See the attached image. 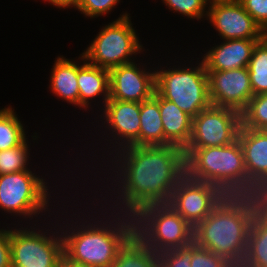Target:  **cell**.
Listing matches in <instances>:
<instances>
[{"label": "cell", "mask_w": 267, "mask_h": 267, "mask_svg": "<svg viewBox=\"0 0 267 267\" xmlns=\"http://www.w3.org/2000/svg\"><path fill=\"white\" fill-rule=\"evenodd\" d=\"M117 151L119 160L117 155L114 157L120 164V174L117 176L120 180L123 178L117 183L118 187L121 186L117 199L122 201L124 207L115 209L121 208L120 213L134 216L144 206L168 204L177 184L173 180L164 147L128 146Z\"/></svg>", "instance_id": "6da1fadb"}, {"label": "cell", "mask_w": 267, "mask_h": 267, "mask_svg": "<svg viewBox=\"0 0 267 267\" xmlns=\"http://www.w3.org/2000/svg\"><path fill=\"white\" fill-rule=\"evenodd\" d=\"M116 216L118 220H112L114 224L106 220L110 224L107 225L104 221L101 226L94 222V226L93 223L87 226L82 224L80 228L77 225L76 230L71 227L72 233L65 230L62 235L64 257L86 267H110L119 250L135 234L132 215L123 213L120 217L118 212Z\"/></svg>", "instance_id": "7a4b0ae2"}, {"label": "cell", "mask_w": 267, "mask_h": 267, "mask_svg": "<svg viewBox=\"0 0 267 267\" xmlns=\"http://www.w3.org/2000/svg\"><path fill=\"white\" fill-rule=\"evenodd\" d=\"M252 219L221 202L193 230V241L225 258L234 267L245 258Z\"/></svg>", "instance_id": "3957f363"}, {"label": "cell", "mask_w": 267, "mask_h": 267, "mask_svg": "<svg viewBox=\"0 0 267 267\" xmlns=\"http://www.w3.org/2000/svg\"><path fill=\"white\" fill-rule=\"evenodd\" d=\"M133 217L135 235L158 254L193 242L194 227L169 204L144 206Z\"/></svg>", "instance_id": "277c9868"}, {"label": "cell", "mask_w": 267, "mask_h": 267, "mask_svg": "<svg viewBox=\"0 0 267 267\" xmlns=\"http://www.w3.org/2000/svg\"><path fill=\"white\" fill-rule=\"evenodd\" d=\"M184 68L155 71V91L194 118L211 105L208 76L203 61Z\"/></svg>", "instance_id": "5b68a950"}, {"label": "cell", "mask_w": 267, "mask_h": 267, "mask_svg": "<svg viewBox=\"0 0 267 267\" xmlns=\"http://www.w3.org/2000/svg\"><path fill=\"white\" fill-rule=\"evenodd\" d=\"M128 16L125 13L102 28L87 50L82 53L85 61L106 70L133 62L129 56L139 53L142 46Z\"/></svg>", "instance_id": "8992f818"}, {"label": "cell", "mask_w": 267, "mask_h": 267, "mask_svg": "<svg viewBox=\"0 0 267 267\" xmlns=\"http://www.w3.org/2000/svg\"><path fill=\"white\" fill-rule=\"evenodd\" d=\"M30 170L0 175V207L24 218L47 211L49 196L44 179ZM49 196V197H48Z\"/></svg>", "instance_id": "52a82bcc"}, {"label": "cell", "mask_w": 267, "mask_h": 267, "mask_svg": "<svg viewBox=\"0 0 267 267\" xmlns=\"http://www.w3.org/2000/svg\"><path fill=\"white\" fill-rule=\"evenodd\" d=\"M27 229L10 230L12 267H57L64 256L62 236Z\"/></svg>", "instance_id": "ba28073f"}, {"label": "cell", "mask_w": 267, "mask_h": 267, "mask_svg": "<svg viewBox=\"0 0 267 267\" xmlns=\"http://www.w3.org/2000/svg\"><path fill=\"white\" fill-rule=\"evenodd\" d=\"M220 202L253 219H267V174L245 170L220 188Z\"/></svg>", "instance_id": "9c48e42d"}, {"label": "cell", "mask_w": 267, "mask_h": 267, "mask_svg": "<svg viewBox=\"0 0 267 267\" xmlns=\"http://www.w3.org/2000/svg\"><path fill=\"white\" fill-rule=\"evenodd\" d=\"M246 170L243 150L237 139L230 145L200 148L197 160V181L223 187Z\"/></svg>", "instance_id": "30bf717a"}, {"label": "cell", "mask_w": 267, "mask_h": 267, "mask_svg": "<svg viewBox=\"0 0 267 267\" xmlns=\"http://www.w3.org/2000/svg\"><path fill=\"white\" fill-rule=\"evenodd\" d=\"M240 127L241 113L231 108L210 105L192 118L200 148L232 144Z\"/></svg>", "instance_id": "8fae6325"}, {"label": "cell", "mask_w": 267, "mask_h": 267, "mask_svg": "<svg viewBox=\"0 0 267 267\" xmlns=\"http://www.w3.org/2000/svg\"><path fill=\"white\" fill-rule=\"evenodd\" d=\"M211 105L231 108L241 113L254 93L247 67L207 71Z\"/></svg>", "instance_id": "7c38bea8"}, {"label": "cell", "mask_w": 267, "mask_h": 267, "mask_svg": "<svg viewBox=\"0 0 267 267\" xmlns=\"http://www.w3.org/2000/svg\"><path fill=\"white\" fill-rule=\"evenodd\" d=\"M220 203V189L207 182L178 184L169 205L192 227L203 221Z\"/></svg>", "instance_id": "4fadbf2b"}, {"label": "cell", "mask_w": 267, "mask_h": 267, "mask_svg": "<svg viewBox=\"0 0 267 267\" xmlns=\"http://www.w3.org/2000/svg\"><path fill=\"white\" fill-rule=\"evenodd\" d=\"M208 7L207 18L224 40L262 39L266 35L238 0Z\"/></svg>", "instance_id": "5bb4252c"}, {"label": "cell", "mask_w": 267, "mask_h": 267, "mask_svg": "<svg viewBox=\"0 0 267 267\" xmlns=\"http://www.w3.org/2000/svg\"><path fill=\"white\" fill-rule=\"evenodd\" d=\"M110 98L141 103L155 93V72H146L135 62L109 70Z\"/></svg>", "instance_id": "9a60e30c"}, {"label": "cell", "mask_w": 267, "mask_h": 267, "mask_svg": "<svg viewBox=\"0 0 267 267\" xmlns=\"http://www.w3.org/2000/svg\"><path fill=\"white\" fill-rule=\"evenodd\" d=\"M104 117L110 130L117 136L122 148L139 146L140 103L109 99L104 104ZM124 138V139H123ZM125 142V143H124ZM121 143V144H120Z\"/></svg>", "instance_id": "2e32d148"}, {"label": "cell", "mask_w": 267, "mask_h": 267, "mask_svg": "<svg viewBox=\"0 0 267 267\" xmlns=\"http://www.w3.org/2000/svg\"><path fill=\"white\" fill-rule=\"evenodd\" d=\"M261 39H230L210 49L203 58L206 71L247 67L253 49Z\"/></svg>", "instance_id": "e0dca14e"}, {"label": "cell", "mask_w": 267, "mask_h": 267, "mask_svg": "<svg viewBox=\"0 0 267 267\" xmlns=\"http://www.w3.org/2000/svg\"><path fill=\"white\" fill-rule=\"evenodd\" d=\"M83 65L77 64V82L79 87V106L87 109L89 100L98 95L104 96V103L110 98L109 70L97 67L85 62L81 56ZM102 93V94H101Z\"/></svg>", "instance_id": "ac0fdd59"}, {"label": "cell", "mask_w": 267, "mask_h": 267, "mask_svg": "<svg viewBox=\"0 0 267 267\" xmlns=\"http://www.w3.org/2000/svg\"><path fill=\"white\" fill-rule=\"evenodd\" d=\"M246 170L267 174V130L240 127L238 138Z\"/></svg>", "instance_id": "d6986e66"}, {"label": "cell", "mask_w": 267, "mask_h": 267, "mask_svg": "<svg viewBox=\"0 0 267 267\" xmlns=\"http://www.w3.org/2000/svg\"><path fill=\"white\" fill-rule=\"evenodd\" d=\"M164 144L163 123L159 111V94L140 103L139 146H162Z\"/></svg>", "instance_id": "ffe728a7"}, {"label": "cell", "mask_w": 267, "mask_h": 267, "mask_svg": "<svg viewBox=\"0 0 267 267\" xmlns=\"http://www.w3.org/2000/svg\"><path fill=\"white\" fill-rule=\"evenodd\" d=\"M51 91L58 97L79 106V87L77 82V64L58 57L51 71Z\"/></svg>", "instance_id": "44dd1931"}, {"label": "cell", "mask_w": 267, "mask_h": 267, "mask_svg": "<svg viewBox=\"0 0 267 267\" xmlns=\"http://www.w3.org/2000/svg\"><path fill=\"white\" fill-rule=\"evenodd\" d=\"M110 267H159V255L134 234L119 250Z\"/></svg>", "instance_id": "7402d4cb"}, {"label": "cell", "mask_w": 267, "mask_h": 267, "mask_svg": "<svg viewBox=\"0 0 267 267\" xmlns=\"http://www.w3.org/2000/svg\"><path fill=\"white\" fill-rule=\"evenodd\" d=\"M242 267H267V219H253Z\"/></svg>", "instance_id": "603a6c76"}, {"label": "cell", "mask_w": 267, "mask_h": 267, "mask_svg": "<svg viewBox=\"0 0 267 267\" xmlns=\"http://www.w3.org/2000/svg\"><path fill=\"white\" fill-rule=\"evenodd\" d=\"M162 146L165 149L174 182L178 185L197 181L196 167L199 154L185 152L180 154L176 147L170 146L167 142Z\"/></svg>", "instance_id": "cb8c5ba5"}, {"label": "cell", "mask_w": 267, "mask_h": 267, "mask_svg": "<svg viewBox=\"0 0 267 267\" xmlns=\"http://www.w3.org/2000/svg\"><path fill=\"white\" fill-rule=\"evenodd\" d=\"M159 111L163 123L164 143L171 136L180 135L192 128V117L160 95Z\"/></svg>", "instance_id": "d4e9b609"}, {"label": "cell", "mask_w": 267, "mask_h": 267, "mask_svg": "<svg viewBox=\"0 0 267 267\" xmlns=\"http://www.w3.org/2000/svg\"><path fill=\"white\" fill-rule=\"evenodd\" d=\"M247 68L254 96L267 93V34L256 43Z\"/></svg>", "instance_id": "484cf974"}, {"label": "cell", "mask_w": 267, "mask_h": 267, "mask_svg": "<svg viewBox=\"0 0 267 267\" xmlns=\"http://www.w3.org/2000/svg\"><path fill=\"white\" fill-rule=\"evenodd\" d=\"M12 107L0 110V151L22 145L26 139L23 125Z\"/></svg>", "instance_id": "4316f807"}, {"label": "cell", "mask_w": 267, "mask_h": 267, "mask_svg": "<svg viewBox=\"0 0 267 267\" xmlns=\"http://www.w3.org/2000/svg\"><path fill=\"white\" fill-rule=\"evenodd\" d=\"M241 126L267 130V93L253 96L241 112Z\"/></svg>", "instance_id": "83f0119b"}, {"label": "cell", "mask_w": 267, "mask_h": 267, "mask_svg": "<svg viewBox=\"0 0 267 267\" xmlns=\"http://www.w3.org/2000/svg\"><path fill=\"white\" fill-rule=\"evenodd\" d=\"M28 155L26 141L22 145L0 151V175L29 170L26 167L28 165Z\"/></svg>", "instance_id": "f1b7e54d"}, {"label": "cell", "mask_w": 267, "mask_h": 267, "mask_svg": "<svg viewBox=\"0 0 267 267\" xmlns=\"http://www.w3.org/2000/svg\"><path fill=\"white\" fill-rule=\"evenodd\" d=\"M193 242L177 249L160 252L159 267H191Z\"/></svg>", "instance_id": "f546056e"}, {"label": "cell", "mask_w": 267, "mask_h": 267, "mask_svg": "<svg viewBox=\"0 0 267 267\" xmlns=\"http://www.w3.org/2000/svg\"><path fill=\"white\" fill-rule=\"evenodd\" d=\"M191 267H234L225 258L218 256L207 248L197 245L193 241Z\"/></svg>", "instance_id": "4dcf8cb0"}, {"label": "cell", "mask_w": 267, "mask_h": 267, "mask_svg": "<svg viewBox=\"0 0 267 267\" xmlns=\"http://www.w3.org/2000/svg\"><path fill=\"white\" fill-rule=\"evenodd\" d=\"M163 2L169 9L179 12L190 19H201L203 16H207L208 11H205L207 4L204 0H163Z\"/></svg>", "instance_id": "1f68e13d"}, {"label": "cell", "mask_w": 267, "mask_h": 267, "mask_svg": "<svg viewBox=\"0 0 267 267\" xmlns=\"http://www.w3.org/2000/svg\"><path fill=\"white\" fill-rule=\"evenodd\" d=\"M166 142L173 147L178 149V152L182 154L183 152L189 154H199L200 146L197 140L195 131L191 128L180 135L171 136Z\"/></svg>", "instance_id": "d6a6232c"}, {"label": "cell", "mask_w": 267, "mask_h": 267, "mask_svg": "<svg viewBox=\"0 0 267 267\" xmlns=\"http://www.w3.org/2000/svg\"><path fill=\"white\" fill-rule=\"evenodd\" d=\"M120 0H80L76 9L89 17L108 14Z\"/></svg>", "instance_id": "836d02e7"}, {"label": "cell", "mask_w": 267, "mask_h": 267, "mask_svg": "<svg viewBox=\"0 0 267 267\" xmlns=\"http://www.w3.org/2000/svg\"><path fill=\"white\" fill-rule=\"evenodd\" d=\"M254 21L267 34V0H238Z\"/></svg>", "instance_id": "e575fe53"}, {"label": "cell", "mask_w": 267, "mask_h": 267, "mask_svg": "<svg viewBox=\"0 0 267 267\" xmlns=\"http://www.w3.org/2000/svg\"><path fill=\"white\" fill-rule=\"evenodd\" d=\"M0 267H12L10 229H0Z\"/></svg>", "instance_id": "d590c367"}, {"label": "cell", "mask_w": 267, "mask_h": 267, "mask_svg": "<svg viewBox=\"0 0 267 267\" xmlns=\"http://www.w3.org/2000/svg\"><path fill=\"white\" fill-rule=\"evenodd\" d=\"M49 1L50 4L57 6L59 8H67V7H74L78 5L80 0H46Z\"/></svg>", "instance_id": "8d00e7d4"}, {"label": "cell", "mask_w": 267, "mask_h": 267, "mask_svg": "<svg viewBox=\"0 0 267 267\" xmlns=\"http://www.w3.org/2000/svg\"><path fill=\"white\" fill-rule=\"evenodd\" d=\"M57 267H86L80 264H76L68 260L66 257H62L57 265Z\"/></svg>", "instance_id": "74e56055"}, {"label": "cell", "mask_w": 267, "mask_h": 267, "mask_svg": "<svg viewBox=\"0 0 267 267\" xmlns=\"http://www.w3.org/2000/svg\"><path fill=\"white\" fill-rule=\"evenodd\" d=\"M206 4H208L207 2H210V5L212 4H217V3H228V2H233L236 0H204Z\"/></svg>", "instance_id": "f35d334b"}]
</instances>
